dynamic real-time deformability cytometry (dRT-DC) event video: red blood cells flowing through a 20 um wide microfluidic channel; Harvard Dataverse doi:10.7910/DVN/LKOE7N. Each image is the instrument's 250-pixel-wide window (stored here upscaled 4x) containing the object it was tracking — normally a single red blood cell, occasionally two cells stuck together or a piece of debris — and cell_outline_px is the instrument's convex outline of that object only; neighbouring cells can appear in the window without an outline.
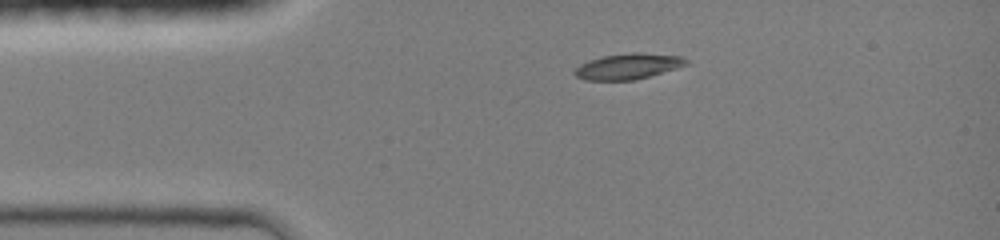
{"species": "common noctule bat (a hibernating species)", "species_latin": "Nyctalus noctula", "temperature_condition": "room temperature", "stored_images_in_passage": 36, "camera_frame_rate_fps": 3000, "um_per_image_px": 0.085, "animal": {"sex": "female", "body_mass_g": 19.0, "forearm_length_mm": 51.5}, "frame": {"image": 1, "passage_image": 1, "time_ms": 0.0, "image_size_px": [1000, 240], "cell_outline_px": [[688, 64], [676, 68], [636, 80], [584, 80], [576, 76], [572, 72], [580, 64], [588, 60], [604, 56], [632, 52], [640, 52], [684, 56], [688, 60]], "centroid_in_image_um": [53.39, 5.63], "position_along_channel_um": 31.6, "area_um2": 16.82}}
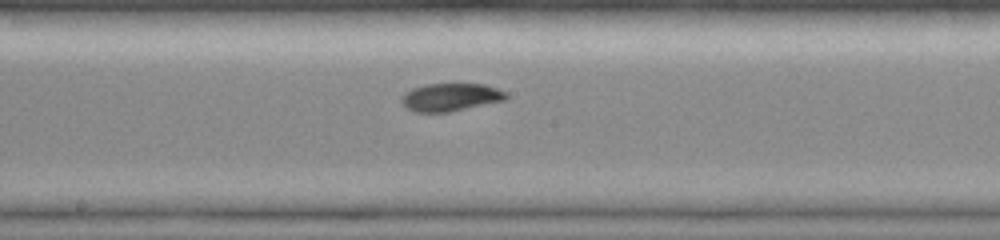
{"frame": {"image": 2, "passage_image": 16, "time_ms": 5.0, "image_size_px": [1000, 240], "cell_outline_px": [[508, 96], [504, 100], [448, 112], [416, 112], [404, 108], [400, 100], [400, 96], [404, 92], [412, 88], [424, 84], [484, 84], [508, 92]], "centroid_in_image_um": [38.24, 8.25], "position_along_channel_um": 210.0, "area_um2": 17.11}}
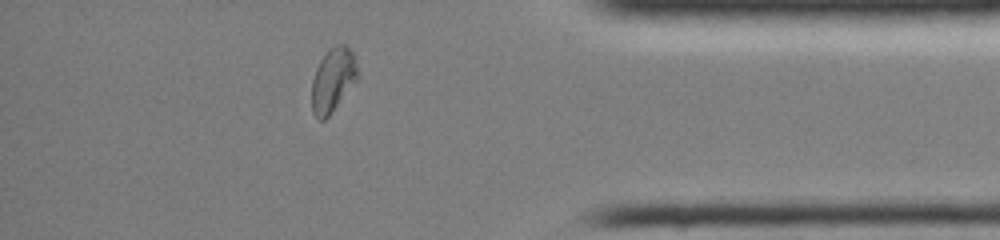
{"frame": {"image": 3, "passage_image": 31, "time_ms": 10.0, "image_size_px": [1000, 240], "cell_outline_px": [[360, 76], [328, 116], [324, 120], [320, 120], [312, 112], [312, 80], [316, 68], [320, 60], [328, 48], [336, 44], [344, 44], [352, 52], [356, 60]], "centroid_in_image_um": [28.31, 6.75], "position_along_channel_um": 406.9, "area_um2": 17.11}, "authors_computed_cell_mechanics": {"area_um2": 16.9932, "velocity_mm_per_s": 4.2558, "shape_relaxation_time_tau1_ms": 5.1121, "shape_relaxation_time_tau2_ms": 7.6792, "deformation_change_tau1": 0.1771, "deformation_change_tau2": 0.0885}}